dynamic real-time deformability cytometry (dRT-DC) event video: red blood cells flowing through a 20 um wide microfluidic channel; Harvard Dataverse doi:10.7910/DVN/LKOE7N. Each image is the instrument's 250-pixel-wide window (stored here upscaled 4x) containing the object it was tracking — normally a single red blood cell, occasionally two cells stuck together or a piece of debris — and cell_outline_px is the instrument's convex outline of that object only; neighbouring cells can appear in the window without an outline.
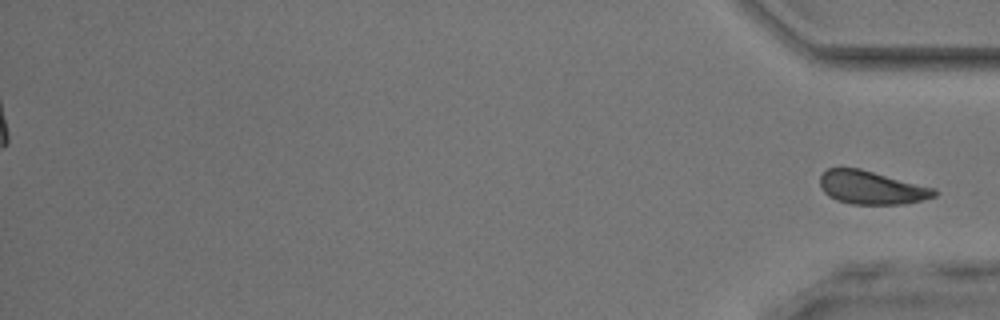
{"species": "common noctule bat (a hibernating species)", "species_latin": "Nyctalus noctula", "temperature_condition": "room temperature", "stored_images_in_passage": 53, "segment_of_instrument_passage": [2, 2], "camera_frame_rate_fps": 3000, "um_per_image_px": 0.085, "animal": {"sex": "male", "body_mass_g": 17.9, "forearm_length_mm": 54.2}, "frame": {"image": 1, "passage_image": 53, "time_ms": 17.333, "image_size_px": [1000, 320], "cell_outline_px": [[940, 192], [936, 196], [904, 204], [852, 204], [836, 200], [828, 196], [820, 188], [820, 176], [828, 168], [860, 168], [936, 188]], "centroid_in_image_um": [74.09, 15.94], "position_along_channel_um": 361.1, "area_um2": 22.37}}